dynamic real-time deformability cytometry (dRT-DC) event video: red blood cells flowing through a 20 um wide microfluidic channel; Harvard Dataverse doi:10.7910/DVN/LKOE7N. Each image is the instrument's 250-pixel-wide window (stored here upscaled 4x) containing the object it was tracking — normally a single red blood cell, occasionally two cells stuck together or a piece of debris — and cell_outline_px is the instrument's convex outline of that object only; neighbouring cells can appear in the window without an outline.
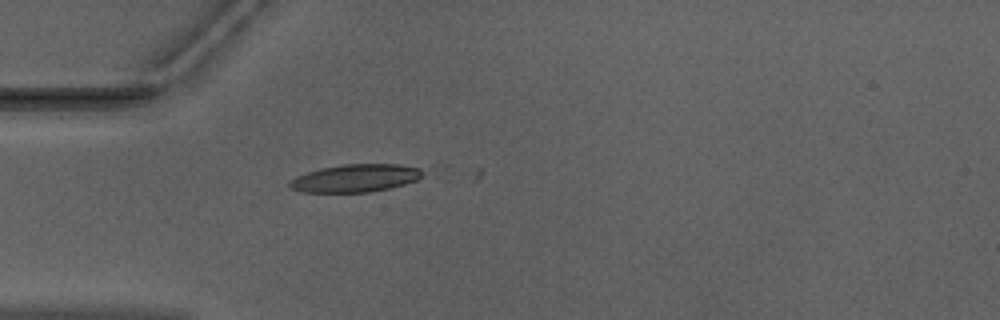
{"species": "Egyptian fruit bat (a non-hibernating species)", "species_latin": "Rousettus aegyptiacus", "temperature_condition": "warm", "stored_images_in_passage": 2, "camera_frame_rate_fps": 3000, "um_per_image_px": 0.085, "animal": {"sex": "male"}, "frame": {"image": 1, "passage_image": 1, "time_ms": 0.0, "image_size_px": [1000, 320], "cell_outline_px": [[432, 164], [416, 180], [392, 188], [368, 192], [300, 192], [292, 188], [288, 184], [296, 176], [320, 168], [344, 164]], "centroid_in_image_um": [30.39, 15.11], "position_along_channel_um": 54.6, "area_um2": 22.14}}